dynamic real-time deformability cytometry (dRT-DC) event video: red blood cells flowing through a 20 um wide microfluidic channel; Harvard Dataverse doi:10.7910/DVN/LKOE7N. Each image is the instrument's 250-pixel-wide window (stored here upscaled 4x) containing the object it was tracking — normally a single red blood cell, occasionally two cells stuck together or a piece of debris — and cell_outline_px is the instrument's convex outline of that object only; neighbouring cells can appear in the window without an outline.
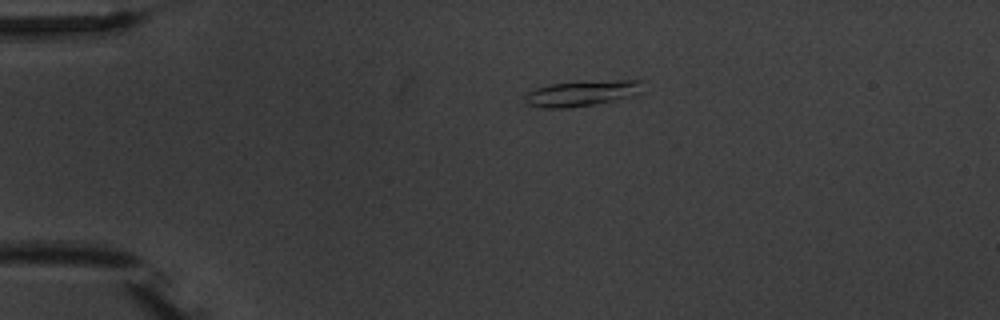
{"species": "common noctule bat (a hibernating species)", "species_latin": "Nyctalus noctula", "temperature_condition": "warm", "stored_images_in_passage": 3, "camera_frame_rate_fps": 3000, "um_per_image_px": 0.085, "animal": {"sex": "male", "body_mass_g": 20.1, "forearm_length_mm": 53.5}, "frame": {"image": 1, "passage_image": 1, "time_ms": 0.0, "image_size_px": [1000, 320], "cell_outline_px": [[640, 96], [568, 108], [544, 108], [524, 104], [524, 96], [528, 92], [536, 88], [548, 84], [576, 80], [640, 80]], "centroid_in_image_um": [49.43, 7.91], "position_along_channel_um": 35.6, "area_um2": 18.15}}
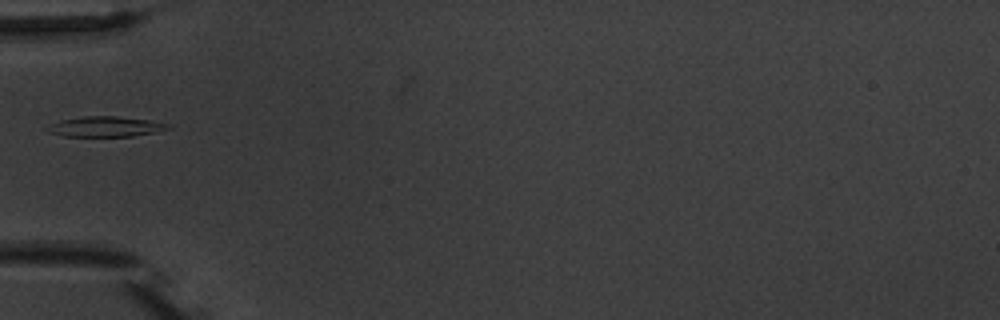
{"frame": {"image": 2, "passage_image": 3, "time_ms": 2.333, "image_size_px": [1000, 320], "cell_outline_px": [[172, 128], [132, 136], [64, 136], [48, 132], [44, 128], [60, 120], [84, 116], [116, 116], [148, 120], [172, 124]], "centroid_in_image_um": [8.96, 10.76], "position_along_channel_um": 76.0, "area_um2": 14.16}}